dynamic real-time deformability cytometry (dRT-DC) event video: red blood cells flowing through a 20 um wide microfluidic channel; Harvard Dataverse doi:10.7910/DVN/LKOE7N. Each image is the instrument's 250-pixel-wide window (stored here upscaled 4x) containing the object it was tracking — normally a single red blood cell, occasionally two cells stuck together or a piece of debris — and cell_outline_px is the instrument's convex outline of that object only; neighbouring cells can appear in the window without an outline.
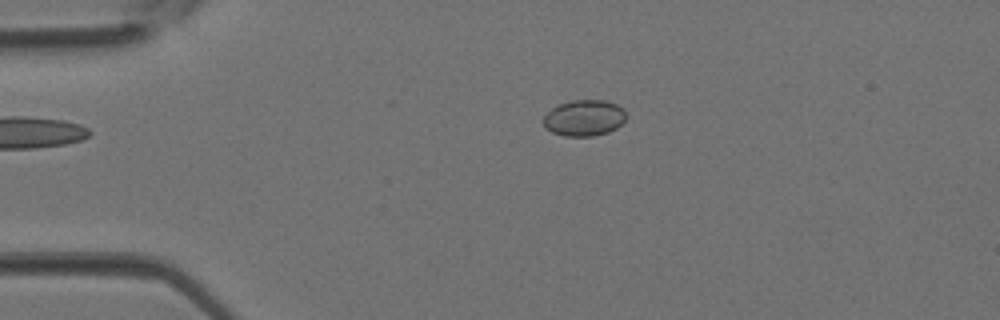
{"species": "Egyptian fruit bat (a non-hibernating species)", "species_latin": "Rousettus aegyptiacus", "temperature_condition": "room temperature", "stored_images_in_passage": 4, "camera_frame_rate_fps": 3000, "um_per_image_px": 0.085, "animal": {"sex": "female"}, "frame": {"image": 1, "passage_image": 3, "time_ms": 0.667, "image_size_px": [1000, 320], "cell_outline_px": [[624, 120], [616, 128], [608, 132], [592, 136], [564, 136], [552, 132], [544, 128], [544, 116], [552, 108], [560, 104], [572, 100], [604, 100], [616, 104], [624, 112]], "centroid_in_image_um": [49.61, 10.03], "position_along_channel_um": 35.4, "area_um2": 17.17}}